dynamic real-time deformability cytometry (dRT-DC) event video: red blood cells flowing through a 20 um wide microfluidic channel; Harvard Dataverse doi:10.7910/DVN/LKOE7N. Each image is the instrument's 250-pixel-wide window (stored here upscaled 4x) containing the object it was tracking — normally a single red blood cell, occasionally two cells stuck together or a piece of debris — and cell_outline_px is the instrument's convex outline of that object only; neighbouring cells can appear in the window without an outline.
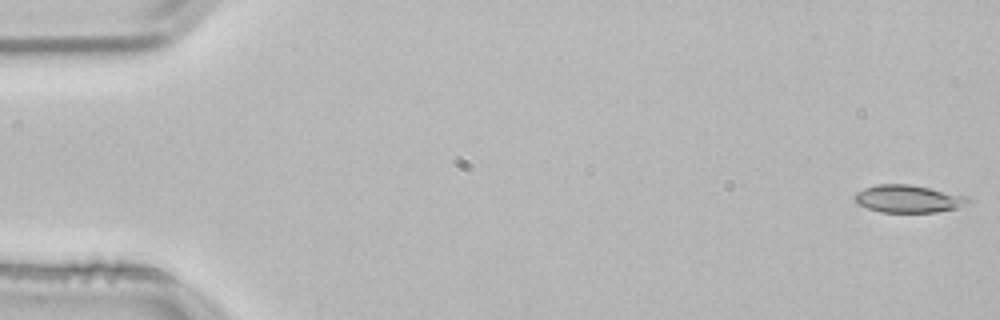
{"species": "common noctule bat (a hibernating species)", "species_latin": "Nyctalus noctula", "temperature_condition": "room temperature", "stored_images_in_passage": 53, "camera_frame_rate_fps": 3000, "um_per_image_px": 0.085, "animal": {"sex": "male", "body_mass_g": 21.5, "forearm_length_mm": 52.0}, "frame": {"image": 1, "passage_image": 1, "time_ms": 0.0, "image_size_px": [1000, 320], "cell_outline_px": [[968, 204], [956, 208], [936, 212], [880, 212], [856, 204], [856, 192], [864, 188], [876, 184], [908, 184], [968, 196]], "centroid_in_image_um": [77.18, 16.9], "position_along_channel_um": 7.8, "area_um2": 18.03}}
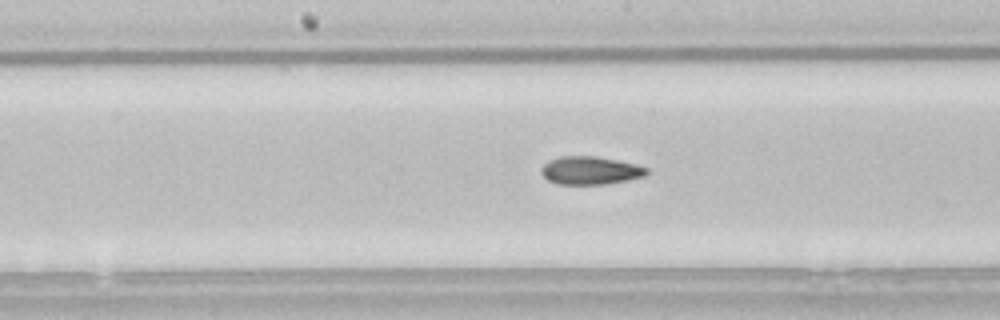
{"frame": {"image": 2, "passage_image": 27, "time_ms": 8.667, "image_size_px": [1000, 320], "cell_outline_px": [[648, 176], [628, 180], [604, 184], [556, 184], [548, 180], [540, 172], [540, 168], [544, 164], [560, 156], [596, 156], [636, 164], [648, 168]], "centroid_in_image_um": [50.2, 14.49], "position_along_channel_um": 198.0, "area_um2": 17.28}}
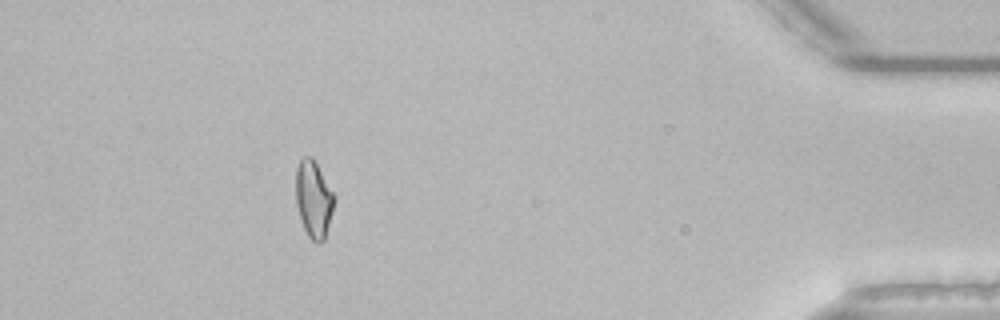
{"frame": {"image": 3, "passage_image": 48, "time_ms": 15.667, "image_size_px": [1000, 320], "cell_outline_px": [[336, 196], [324, 240], [316, 244], [308, 236], [304, 228], [296, 204], [296, 168], [300, 160], [304, 156], [312, 156]], "centroid_in_image_um": [26.66, 16.9], "position_along_channel_um": 408.5, "area_um2": 17.11}, "authors_computed_cell_mechanics": {"area_um2": 17.5712, "velocity_mm_per_s": 3.8248, "shape_relaxation_time_tau1_ms": 10.5849, "shape_relaxation_time_tau2_ms": 3.4019, "deformation_change_tau1": 0.2151, "deformation_change_tau2": 0.086}}